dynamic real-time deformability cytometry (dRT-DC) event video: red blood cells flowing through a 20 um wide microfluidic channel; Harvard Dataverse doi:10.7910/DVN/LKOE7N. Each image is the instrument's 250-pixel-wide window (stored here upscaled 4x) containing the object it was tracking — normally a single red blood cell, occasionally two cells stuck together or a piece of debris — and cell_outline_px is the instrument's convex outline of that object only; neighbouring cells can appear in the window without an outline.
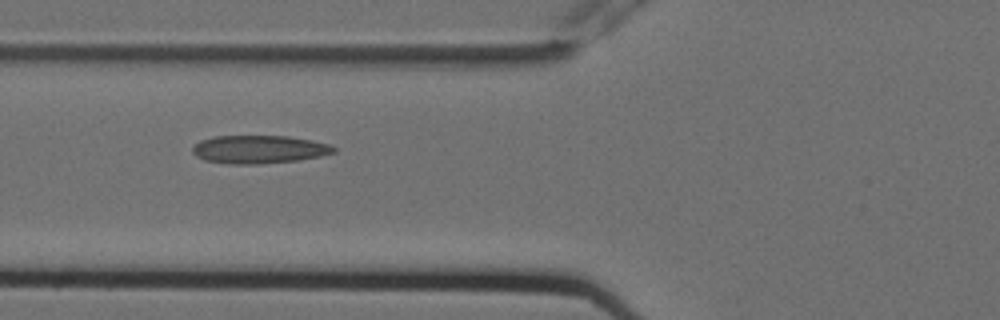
{"species": "Egyptian fruit bat (a non-hibernating species)", "species_latin": "Rousettus aegyptiacus", "temperature_condition": "cold", "stored_images_in_passage": 7, "camera_frame_rate_fps": 3000, "um_per_image_px": 0.085, "animal": {"sex": "female"}, "frame": {"image": 1, "passage_image": 6, "time_ms": 1.667, "image_size_px": [1000, 320], "cell_outline_px": [[336, 152], [320, 156], [296, 160], [256, 164], [228, 164], [204, 160], [196, 156], [192, 152], [192, 148], [200, 140], [216, 136], [288, 136], [312, 140], [328, 144], [336, 148]], "centroid_in_image_um": [22.0, 12.69], "position_along_channel_um": 103.8, "area_um2": 23.06}}
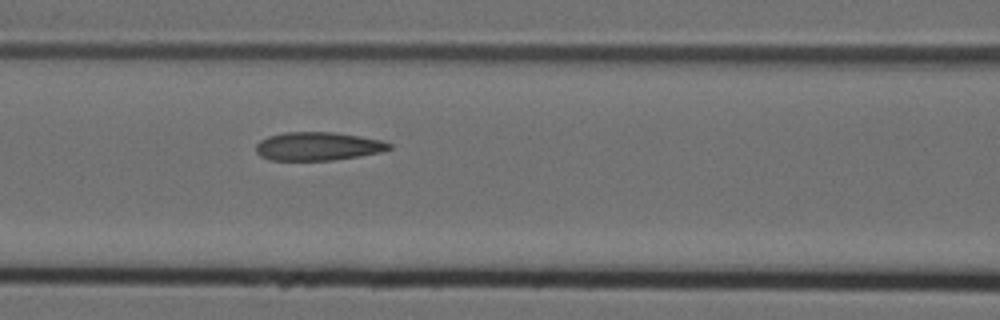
{"frame": {"image": 2, "passage_image": 7, "time_ms": 2.0, "image_size_px": [1000, 320], "cell_outline_px": [[392, 148], [380, 152], [360, 156], [332, 160], [268, 160], [260, 156], [256, 152], [256, 144], [260, 140], [268, 136], [284, 132], [332, 132], [360, 136], [384, 140], [392, 144]], "centroid_in_image_um": [27.02, 12.43], "position_along_channel_um": 139.6, "area_um2": 22.2}}